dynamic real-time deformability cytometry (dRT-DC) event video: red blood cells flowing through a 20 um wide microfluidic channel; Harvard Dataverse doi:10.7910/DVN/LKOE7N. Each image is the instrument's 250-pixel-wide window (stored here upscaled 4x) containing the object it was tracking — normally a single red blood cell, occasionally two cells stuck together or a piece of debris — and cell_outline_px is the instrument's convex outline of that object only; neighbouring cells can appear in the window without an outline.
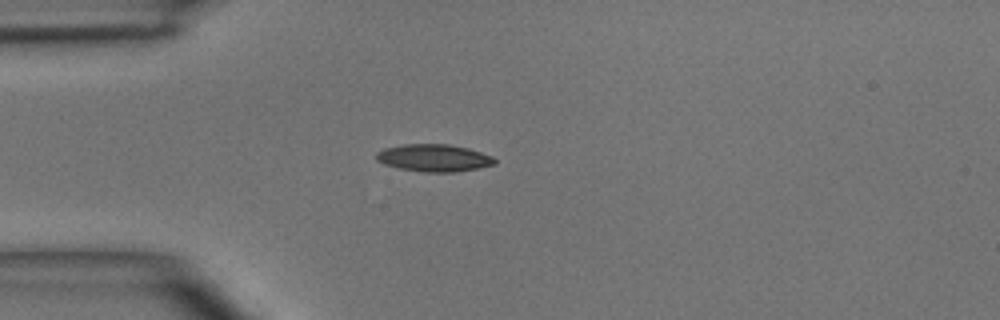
{"species": "common noctule bat (a hibernating species)", "species_latin": "Nyctalus noctula", "temperature_condition": "room temperature", "stored_images_in_passage": 3, "camera_frame_rate_fps": 3000, "um_per_image_px": 0.085, "animal": {"sex": "male", "body_mass_g": 15.6}, "frame": {"image": 1, "passage_image": 3, "time_ms": 2.0, "image_size_px": [1000, 320], "cell_outline_px": [[496, 164], [456, 172], [424, 172], [400, 168], [384, 164], [376, 160], [376, 152], [384, 148], [404, 144], [448, 144], [468, 148], [492, 156], [496, 160]], "centroid_in_image_um": [36.87, 13.42], "position_along_channel_um": 48.1, "area_um2": 18.79}}